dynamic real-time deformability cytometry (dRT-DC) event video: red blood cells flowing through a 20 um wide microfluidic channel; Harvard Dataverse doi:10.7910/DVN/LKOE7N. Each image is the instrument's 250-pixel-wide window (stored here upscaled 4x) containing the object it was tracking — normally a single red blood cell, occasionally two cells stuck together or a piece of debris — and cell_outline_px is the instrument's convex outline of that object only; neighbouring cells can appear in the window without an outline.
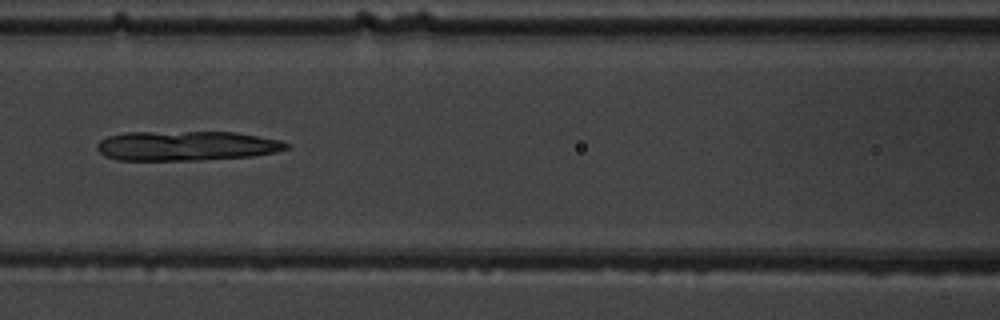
{"species": "common noctule bat (a hibernating species)", "species_latin": "Nyctalus noctula", "temperature_condition": "warm", "stored_images_in_passage": 3, "camera_frame_rate_fps": 3000, "um_per_image_px": 0.085, "animal": {"sex": "male", "body_mass_g": 19.5, "forearm_length_mm": 54.6}, "frame": {"image": 1, "passage_image": 3, "time_ms": 2.333, "image_size_px": [1000, 320], "cell_outline_px": [[292, 148], [252, 156], [200, 160], [116, 160], [104, 156], [96, 148], [96, 144], [100, 140], [108, 136], [124, 132], [232, 132], [280, 140], [288, 144]], "centroid_in_image_um": [15.79, 12.4], "position_along_channel_um": 150.8, "area_um2": 32.71}}